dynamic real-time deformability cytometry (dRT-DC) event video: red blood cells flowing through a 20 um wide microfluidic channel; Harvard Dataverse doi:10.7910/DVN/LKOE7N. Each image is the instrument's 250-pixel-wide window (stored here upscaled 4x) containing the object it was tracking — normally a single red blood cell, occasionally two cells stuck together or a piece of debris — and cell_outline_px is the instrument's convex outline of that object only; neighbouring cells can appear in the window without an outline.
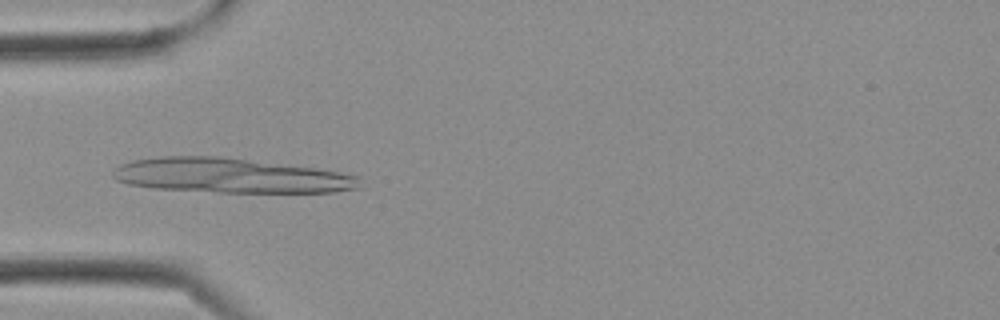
{"species": "Egyptian fruit bat (a non-hibernating species)", "species_latin": "Rousettus aegyptiacus", "temperature_condition": "cold", "stored_images_in_passage": 13, "camera_frame_rate_fps": 3000, "um_per_image_px": 0.085, "frame": {"image": 1, "passage_image": 8, "time_ms": 2.333, "image_size_px": [1000, 320], "cell_outline_px": [[360, 188], [332, 192], [220, 192], [152, 188], [128, 184], [116, 180], [112, 176], [112, 172], [120, 164], [132, 160], [160, 156], [220, 156], [316, 168], [340, 172], [360, 176]], "centroid_in_image_um": [19.59, 14.92], "position_along_channel_um": 65.4, "area_um2": 50.0}}
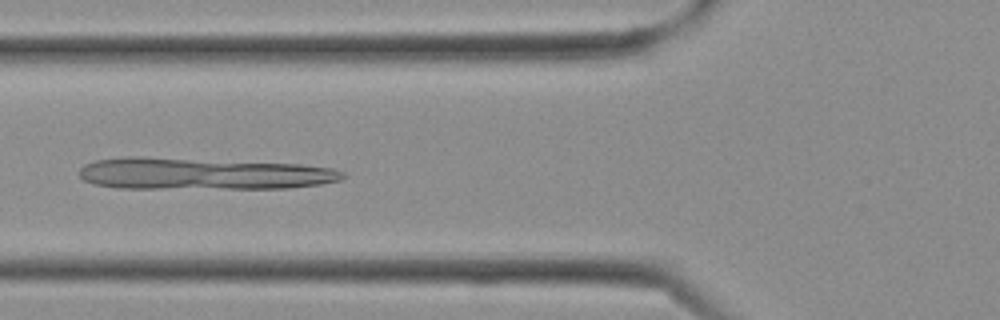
{"frame": {"image": 2, "passage_image": 10, "time_ms": 3.0, "image_size_px": [1000, 320], "cell_outline_px": [[348, 176], [340, 180], [320, 184], [288, 188], [116, 188], [92, 184], [84, 180], [80, 176], [80, 168], [84, 164], [96, 160], [124, 156], [144, 156], [300, 164], [332, 168], [344, 172]], "centroid_in_image_um": [17.22, 14.76], "position_along_channel_um": 108.6, "area_um2": 49.3}}
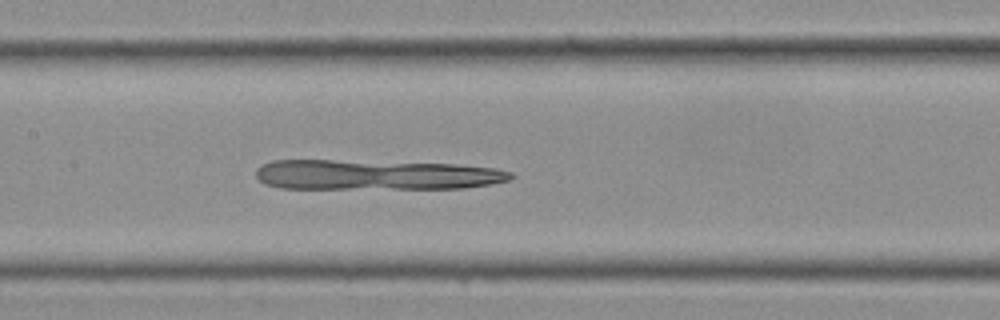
{"frame": {"image": 3, "passage_image": 13, "time_ms": 4.0, "image_size_px": [1000, 320], "cell_outline_px": [[516, 176], [508, 180], [492, 184], [464, 188], [280, 188], [264, 184], [256, 176], [256, 168], [272, 160], [332, 160], [456, 164], [496, 168], [512, 172]], "centroid_in_image_um": [31.96, 14.86], "position_along_channel_um": 175.4, "area_um2": 44.68}}